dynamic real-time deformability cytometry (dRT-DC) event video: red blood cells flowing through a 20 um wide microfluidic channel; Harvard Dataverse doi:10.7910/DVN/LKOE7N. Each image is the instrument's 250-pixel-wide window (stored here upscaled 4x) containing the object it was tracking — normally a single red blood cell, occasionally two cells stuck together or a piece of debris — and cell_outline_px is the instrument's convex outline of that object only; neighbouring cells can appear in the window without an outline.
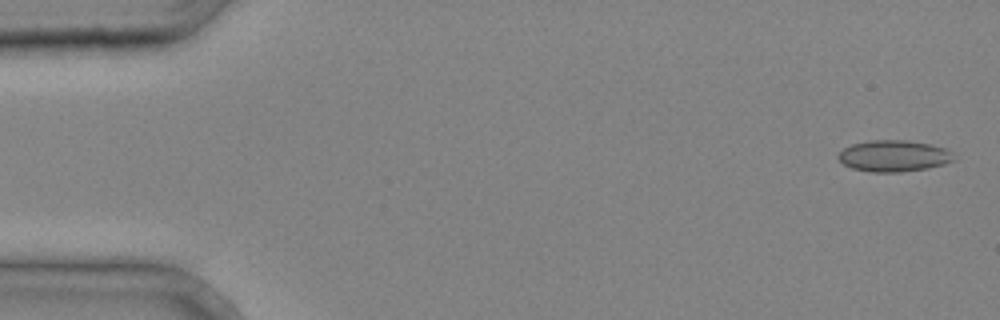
{"species": "common noctule bat (a hibernating species)", "species_latin": "Nyctalus noctula", "temperature_condition": "cold", "stored_images_in_passage": 4, "camera_frame_rate_fps": 3000, "um_per_image_px": 0.085, "animal": {"sex": "male", "body_mass_g": 20.4}, "frame": {"image": 1, "passage_image": 1, "time_ms": 0.0, "image_size_px": [1000, 320], "cell_outline_px": [[952, 160], [944, 164], [928, 168], [900, 172], [872, 172], [852, 168], [844, 164], [836, 156], [844, 148], [852, 144], [872, 140], [908, 140], [928, 144], [944, 148], [952, 152]], "centroid_in_image_um": [75.94, 13.25], "position_along_channel_um": 9.1, "area_um2": 20.92}}
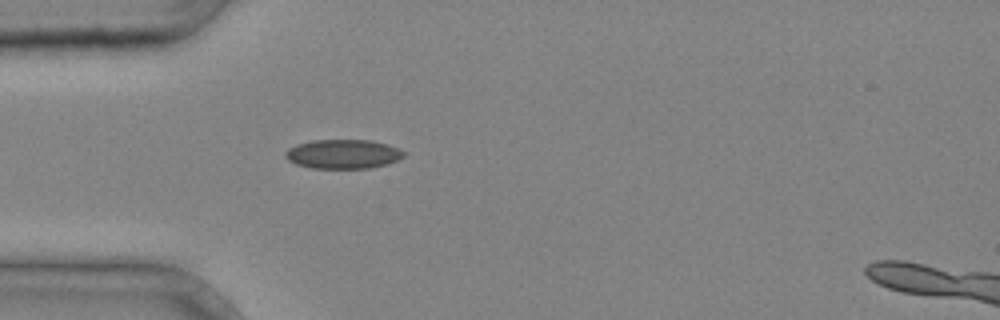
{"frame": {"image": 2, "passage_image": 3, "time_ms": 0.667, "image_size_px": [1000, 320], "cell_outline_px": [[404, 156], [388, 164], [368, 168], [312, 168], [296, 164], [288, 160], [284, 156], [284, 152], [288, 148], [296, 144], [312, 140], [372, 140], [388, 144], [400, 148], [404, 152]], "centroid_in_image_um": [29.15, 13.08], "position_along_channel_um": 55.9, "area_um2": 20.29}}